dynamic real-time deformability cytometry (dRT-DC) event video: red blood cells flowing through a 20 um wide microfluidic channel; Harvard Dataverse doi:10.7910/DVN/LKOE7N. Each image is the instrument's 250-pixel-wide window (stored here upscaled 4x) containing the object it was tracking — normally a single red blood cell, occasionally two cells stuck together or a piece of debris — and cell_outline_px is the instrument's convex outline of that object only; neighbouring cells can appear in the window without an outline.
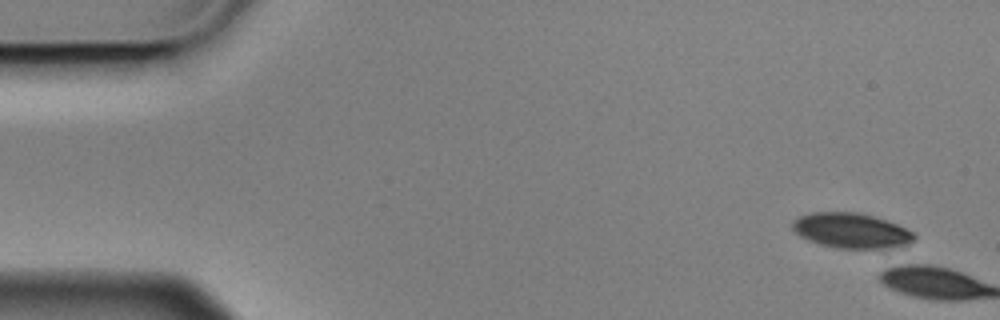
{"species": "Egyptian fruit bat (a non-hibernating species)", "species_latin": "Rousettus aegyptiacus", "temperature_condition": "cold", "stored_images_in_passage": 2, "camera_frame_rate_fps": 3000, "um_per_image_px": 0.085, "animal": {"sex": "male"}, "frame": {"image": 1, "passage_image": 1, "time_ms": 0.0, "image_size_px": [1000, 320], "cell_outline_px": [[916, 236], [912, 240], [900, 244], [876, 248], [836, 248], [820, 244], [808, 240], [800, 236], [792, 228], [792, 220], [800, 216], [812, 212], [860, 212], [888, 220], [916, 232]], "centroid_in_image_um": [72.32, 19.57], "position_along_channel_um": 12.7, "area_um2": 24.68}}